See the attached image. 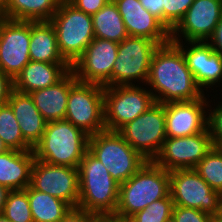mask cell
<instances>
[{
  "label": "cell",
  "mask_w": 222,
  "mask_h": 222,
  "mask_svg": "<svg viewBox=\"0 0 222 222\" xmlns=\"http://www.w3.org/2000/svg\"><path fill=\"white\" fill-rule=\"evenodd\" d=\"M206 95L192 101L165 103L166 137L191 136L208 130V103L214 101Z\"/></svg>",
  "instance_id": "cell-18"
},
{
  "label": "cell",
  "mask_w": 222,
  "mask_h": 222,
  "mask_svg": "<svg viewBox=\"0 0 222 222\" xmlns=\"http://www.w3.org/2000/svg\"><path fill=\"white\" fill-rule=\"evenodd\" d=\"M147 161H153L166 139L165 104L155 103L117 131Z\"/></svg>",
  "instance_id": "cell-10"
},
{
  "label": "cell",
  "mask_w": 222,
  "mask_h": 222,
  "mask_svg": "<svg viewBox=\"0 0 222 222\" xmlns=\"http://www.w3.org/2000/svg\"><path fill=\"white\" fill-rule=\"evenodd\" d=\"M88 140L89 135L69 121L47 122L41 140L33 148L35 159L78 168L88 151Z\"/></svg>",
  "instance_id": "cell-4"
},
{
  "label": "cell",
  "mask_w": 222,
  "mask_h": 222,
  "mask_svg": "<svg viewBox=\"0 0 222 222\" xmlns=\"http://www.w3.org/2000/svg\"><path fill=\"white\" fill-rule=\"evenodd\" d=\"M8 104L18 121L24 140L34 148L44 134L47 121L40 114L29 93L13 89Z\"/></svg>",
  "instance_id": "cell-21"
},
{
  "label": "cell",
  "mask_w": 222,
  "mask_h": 222,
  "mask_svg": "<svg viewBox=\"0 0 222 222\" xmlns=\"http://www.w3.org/2000/svg\"><path fill=\"white\" fill-rule=\"evenodd\" d=\"M145 87L136 84L104 87L106 130L118 131L156 103L149 87Z\"/></svg>",
  "instance_id": "cell-7"
},
{
  "label": "cell",
  "mask_w": 222,
  "mask_h": 222,
  "mask_svg": "<svg viewBox=\"0 0 222 222\" xmlns=\"http://www.w3.org/2000/svg\"><path fill=\"white\" fill-rule=\"evenodd\" d=\"M213 148L209 131L191 136L166 137L163 146L153 160L163 169H195L201 159Z\"/></svg>",
  "instance_id": "cell-13"
},
{
  "label": "cell",
  "mask_w": 222,
  "mask_h": 222,
  "mask_svg": "<svg viewBox=\"0 0 222 222\" xmlns=\"http://www.w3.org/2000/svg\"><path fill=\"white\" fill-rule=\"evenodd\" d=\"M172 216L176 222H211L212 215L199 209L174 205Z\"/></svg>",
  "instance_id": "cell-34"
},
{
  "label": "cell",
  "mask_w": 222,
  "mask_h": 222,
  "mask_svg": "<svg viewBox=\"0 0 222 222\" xmlns=\"http://www.w3.org/2000/svg\"><path fill=\"white\" fill-rule=\"evenodd\" d=\"M170 195L174 205L199 209L214 216L220 193L213 190L195 169L169 172Z\"/></svg>",
  "instance_id": "cell-11"
},
{
  "label": "cell",
  "mask_w": 222,
  "mask_h": 222,
  "mask_svg": "<svg viewBox=\"0 0 222 222\" xmlns=\"http://www.w3.org/2000/svg\"><path fill=\"white\" fill-rule=\"evenodd\" d=\"M9 150L10 149L8 148V146L4 143V141L0 137V154H3V153H5V152H7Z\"/></svg>",
  "instance_id": "cell-43"
},
{
  "label": "cell",
  "mask_w": 222,
  "mask_h": 222,
  "mask_svg": "<svg viewBox=\"0 0 222 222\" xmlns=\"http://www.w3.org/2000/svg\"><path fill=\"white\" fill-rule=\"evenodd\" d=\"M2 214L11 222H33L27 191L10 190Z\"/></svg>",
  "instance_id": "cell-30"
},
{
  "label": "cell",
  "mask_w": 222,
  "mask_h": 222,
  "mask_svg": "<svg viewBox=\"0 0 222 222\" xmlns=\"http://www.w3.org/2000/svg\"><path fill=\"white\" fill-rule=\"evenodd\" d=\"M5 19L4 10H3V0H0V21Z\"/></svg>",
  "instance_id": "cell-44"
},
{
  "label": "cell",
  "mask_w": 222,
  "mask_h": 222,
  "mask_svg": "<svg viewBox=\"0 0 222 222\" xmlns=\"http://www.w3.org/2000/svg\"><path fill=\"white\" fill-rule=\"evenodd\" d=\"M70 70L60 81L50 87L30 92V96L47 122L65 120L70 88L77 82Z\"/></svg>",
  "instance_id": "cell-20"
},
{
  "label": "cell",
  "mask_w": 222,
  "mask_h": 222,
  "mask_svg": "<svg viewBox=\"0 0 222 222\" xmlns=\"http://www.w3.org/2000/svg\"><path fill=\"white\" fill-rule=\"evenodd\" d=\"M166 222H176L175 219L173 218V216H171L170 218H168V220Z\"/></svg>",
  "instance_id": "cell-48"
},
{
  "label": "cell",
  "mask_w": 222,
  "mask_h": 222,
  "mask_svg": "<svg viewBox=\"0 0 222 222\" xmlns=\"http://www.w3.org/2000/svg\"><path fill=\"white\" fill-rule=\"evenodd\" d=\"M195 170L213 190L222 194V155L215 146L201 159Z\"/></svg>",
  "instance_id": "cell-29"
},
{
  "label": "cell",
  "mask_w": 222,
  "mask_h": 222,
  "mask_svg": "<svg viewBox=\"0 0 222 222\" xmlns=\"http://www.w3.org/2000/svg\"><path fill=\"white\" fill-rule=\"evenodd\" d=\"M169 187V171L154 161H146L132 177L119 185L118 204L112 218L125 222L152 202L165 198L170 193Z\"/></svg>",
  "instance_id": "cell-2"
},
{
  "label": "cell",
  "mask_w": 222,
  "mask_h": 222,
  "mask_svg": "<svg viewBox=\"0 0 222 222\" xmlns=\"http://www.w3.org/2000/svg\"><path fill=\"white\" fill-rule=\"evenodd\" d=\"M0 222H11V221L7 219L2 213H0Z\"/></svg>",
  "instance_id": "cell-46"
},
{
  "label": "cell",
  "mask_w": 222,
  "mask_h": 222,
  "mask_svg": "<svg viewBox=\"0 0 222 222\" xmlns=\"http://www.w3.org/2000/svg\"><path fill=\"white\" fill-rule=\"evenodd\" d=\"M222 17V0H194L171 30V41L207 42Z\"/></svg>",
  "instance_id": "cell-16"
},
{
  "label": "cell",
  "mask_w": 222,
  "mask_h": 222,
  "mask_svg": "<svg viewBox=\"0 0 222 222\" xmlns=\"http://www.w3.org/2000/svg\"><path fill=\"white\" fill-rule=\"evenodd\" d=\"M217 99L218 98H216L217 104L215 103L214 107L211 103H208L207 129L212 138L213 146L218 142H222V101L220 102Z\"/></svg>",
  "instance_id": "cell-33"
},
{
  "label": "cell",
  "mask_w": 222,
  "mask_h": 222,
  "mask_svg": "<svg viewBox=\"0 0 222 222\" xmlns=\"http://www.w3.org/2000/svg\"><path fill=\"white\" fill-rule=\"evenodd\" d=\"M194 0H162L163 23L171 31L183 18Z\"/></svg>",
  "instance_id": "cell-32"
},
{
  "label": "cell",
  "mask_w": 222,
  "mask_h": 222,
  "mask_svg": "<svg viewBox=\"0 0 222 222\" xmlns=\"http://www.w3.org/2000/svg\"><path fill=\"white\" fill-rule=\"evenodd\" d=\"M214 217L222 221V194H220L218 199L217 212Z\"/></svg>",
  "instance_id": "cell-41"
},
{
  "label": "cell",
  "mask_w": 222,
  "mask_h": 222,
  "mask_svg": "<svg viewBox=\"0 0 222 222\" xmlns=\"http://www.w3.org/2000/svg\"><path fill=\"white\" fill-rule=\"evenodd\" d=\"M9 192L10 190L7 187L0 185V213L3 211Z\"/></svg>",
  "instance_id": "cell-40"
},
{
  "label": "cell",
  "mask_w": 222,
  "mask_h": 222,
  "mask_svg": "<svg viewBox=\"0 0 222 222\" xmlns=\"http://www.w3.org/2000/svg\"><path fill=\"white\" fill-rule=\"evenodd\" d=\"M29 198V206L33 222H60L72 208L63 200L33 189L25 188Z\"/></svg>",
  "instance_id": "cell-26"
},
{
  "label": "cell",
  "mask_w": 222,
  "mask_h": 222,
  "mask_svg": "<svg viewBox=\"0 0 222 222\" xmlns=\"http://www.w3.org/2000/svg\"><path fill=\"white\" fill-rule=\"evenodd\" d=\"M13 90V80L0 69V105L8 103Z\"/></svg>",
  "instance_id": "cell-37"
},
{
  "label": "cell",
  "mask_w": 222,
  "mask_h": 222,
  "mask_svg": "<svg viewBox=\"0 0 222 222\" xmlns=\"http://www.w3.org/2000/svg\"><path fill=\"white\" fill-rule=\"evenodd\" d=\"M97 216L78 207L71 208L60 222H93Z\"/></svg>",
  "instance_id": "cell-36"
},
{
  "label": "cell",
  "mask_w": 222,
  "mask_h": 222,
  "mask_svg": "<svg viewBox=\"0 0 222 222\" xmlns=\"http://www.w3.org/2000/svg\"><path fill=\"white\" fill-rule=\"evenodd\" d=\"M211 222H222V221L213 216Z\"/></svg>",
  "instance_id": "cell-47"
},
{
  "label": "cell",
  "mask_w": 222,
  "mask_h": 222,
  "mask_svg": "<svg viewBox=\"0 0 222 222\" xmlns=\"http://www.w3.org/2000/svg\"><path fill=\"white\" fill-rule=\"evenodd\" d=\"M122 16L129 36L145 37L159 46L171 41V31L156 16L147 11L139 0H113Z\"/></svg>",
  "instance_id": "cell-19"
},
{
  "label": "cell",
  "mask_w": 222,
  "mask_h": 222,
  "mask_svg": "<svg viewBox=\"0 0 222 222\" xmlns=\"http://www.w3.org/2000/svg\"><path fill=\"white\" fill-rule=\"evenodd\" d=\"M173 199L170 193L160 200L152 202L144 210L136 212L125 222H166L172 216Z\"/></svg>",
  "instance_id": "cell-31"
},
{
  "label": "cell",
  "mask_w": 222,
  "mask_h": 222,
  "mask_svg": "<svg viewBox=\"0 0 222 222\" xmlns=\"http://www.w3.org/2000/svg\"><path fill=\"white\" fill-rule=\"evenodd\" d=\"M78 208L97 217H113L118 204L119 183L89 151L79 163Z\"/></svg>",
  "instance_id": "cell-3"
},
{
  "label": "cell",
  "mask_w": 222,
  "mask_h": 222,
  "mask_svg": "<svg viewBox=\"0 0 222 222\" xmlns=\"http://www.w3.org/2000/svg\"><path fill=\"white\" fill-rule=\"evenodd\" d=\"M88 151L119 184L132 177L147 161L117 131L104 130L89 136Z\"/></svg>",
  "instance_id": "cell-6"
},
{
  "label": "cell",
  "mask_w": 222,
  "mask_h": 222,
  "mask_svg": "<svg viewBox=\"0 0 222 222\" xmlns=\"http://www.w3.org/2000/svg\"><path fill=\"white\" fill-rule=\"evenodd\" d=\"M68 63H46L30 61L13 80V89L30 93L46 87L53 86L69 71Z\"/></svg>",
  "instance_id": "cell-22"
},
{
  "label": "cell",
  "mask_w": 222,
  "mask_h": 222,
  "mask_svg": "<svg viewBox=\"0 0 222 222\" xmlns=\"http://www.w3.org/2000/svg\"><path fill=\"white\" fill-rule=\"evenodd\" d=\"M216 149L221 153L222 155V142H218L216 145H215Z\"/></svg>",
  "instance_id": "cell-45"
},
{
  "label": "cell",
  "mask_w": 222,
  "mask_h": 222,
  "mask_svg": "<svg viewBox=\"0 0 222 222\" xmlns=\"http://www.w3.org/2000/svg\"><path fill=\"white\" fill-rule=\"evenodd\" d=\"M30 186L42 193L59 198L72 208L79 202L78 168L52 165L35 159L32 166Z\"/></svg>",
  "instance_id": "cell-12"
},
{
  "label": "cell",
  "mask_w": 222,
  "mask_h": 222,
  "mask_svg": "<svg viewBox=\"0 0 222 222\" xmlns=\"http://www.w3.org/2000/svg\"><path fill=\"white\" fill-rule=\"evenodd\" d=\"M62 0H3L6 19L50 21Z\"/></svg>",
  "instance_id": "cell-25"
},
{
  "label": "cell",
  "mask_w": 222,
  "mask_h": 222,
  "mask_svg": "<svg viewBox=\"0 0 222 222\" xmlns=\"http://www.w3.org/2000/svg\"><path fill=\"white\" fill-rule=\"evenodd\" d=\"M118 44L115 41L94 38L71 70L80 82L112 86V69L117 58Z\"/></svg>",
  "instance_id": "cell-14"
},
{
  "label": "cell",
  "mask_w": 222,
  "mask_h": 222,
  "mask_svg": "<svg viewBox=\"0 0 222 222\" xmlns=\"http://www.w3.org/2000/svg\"><path fill=\"white\" fill-rule=\"evenodd\" d=\"M171 42L182 51L186 64L203 93H205L204 90L207 92L208 88L212 89L214 86L217 89L222 83V56L216 53L208 42Z\"/></svg>",
  "instance_id": "cell-17"
},
{
  "label": "cell",
  "mask_w": 222,
  "mask_h": 222,
  "mask_svg": "<svg viewBox=\"0 0 222 222\" xmlns=\"http://www.w3.org/2000/svg\"><path fill=\"white\" fill-rule=\"evenodd\" d=\"M30 21H0V69L12 80L31 61Z\"/></svg>",
  "instance_id": "cell-15"
},
{
  "label": "cell",
  "mask_w": 222,
  "mask_h": 222,
  "mask_svg": "<svg viewBox=\"0 0 222 222\" xmlns=\"http://www.w3.org/2000/svg\"><path fill=\"white\" fill-rule=\"evenodd\" d=\"M216 53L222 56V17L211 38L207 41Z\"/></svg>",
  "instance_id": "cell-39"
},
{
  "label": "cell",
  "mask_w": 222,
  "mask_h": 222,
  "mask_svg": "<svg viewBox=\"0 0 222 222\" xmlns=\"http://www.w3.org/2000/svg\"><path fill=\"white\" fill-rule=\"evenodd\" d=\"M92 21L95 38L120 43L129 36L122 16L113 0H110L97 13L93 14Z\"/></svg>",
  "instance_id": "cell-27"
},
{
  "label": "cell",
  "mask_w": 222,
  "mask_h": 222,
  "mask_svg": "<svg viewBox=\"0 0 222 222\" xmlns=\"http://www.w3.org/2000/svg\"><path fill=\"white\" fill-rule=\"evenodd\" d=\"M145 86L157 103L192 101L205 93L195 82L182 51L173 43L160 45L153 53Z\"/></svg>",
  "instance_id": "cell-1"
},
{
  "label": "cell",
  "mask_w": 222,
  "mask_h": 222,
  "mask_svg": "<svg viewBox=\"0 0 222 222\" xmlns=\"http://www.w3.org/2000/svg\"><path fill=\"white\" fill-rule=\"evenodd\" d=\"M65 120L89 136L106 130L104 86L77 81L70 88Z\"/></svg>",
  "instance_id": "cell-9"
},
{
  "label": "cell",
  "mask_w": 222,
  "mask_h": 222,
  "mask_svg": "<svg viewBox=\"0 0 222 222\" xmlns=\"http://www.w3.org/2000/svg\"><path fill=\"white\" fill-rule=\"evenodd\" d=\"M142 6L163 22L162 0H139Z\"/></svg>",
  "instance_id": "cell-38"
},
{
  "label": "cell",
  "mask_w": 222,
  "mask_h": 222,
  "mask_svg": "<svg viewBox=\"0 0 222 222\" xmlns=\"http://www.w3.org/2000/svg\"><path fill=\"white\" fill-rule=\"evenodd\" d=\"M109 1L110 0H68L76 9L89 15L97 13Z\"/></svg>",
  "instance_id": "cell-35"
},
{
  "label": "cell",
  "mask_w": 222,
  "mask_h": 222,
  "mask_svg": "<svg viewBox=\"0 0 222 222\" xmlns=\"http://www.w3.org/2000/svg\"><path fill=\"white\" fill-rule=\"evenodd\" d=\"M50 22L56 31L59 53L72 67L95 38L92 15L61 1Z\"/></svg>",
  "instance_id": "cell-5"
},
{
  "label": "cell",
  "mask_w": 222,
  "mask_h": 222,
  "mask_svg": "<svg viewBox=\"0 0 222 222\" xmlns=\"http://www.w3.org/2000/svg\"><path fill=\"white\" fill-rule=\"evenodd\" d=\"M0 137L9 149L18 151L33 150L24 140L18 121L8 103L0 105Z\"/></svg>",
  "instance_id": "cell-28"
},
{
  "label": "cell",
  "mask_w": 222,
  "mask_h": 222,
  "mask_svg": "<svg viewBox=\"0 0 222 222\" xmlns=\"http://www.w3.org/2000/svg\"><path fill=\"white\" fill-rule=\"evenodd\" d=\"M29 56L32 61L67 63L59 53L56 31L50 21H30Z\"/></svg>",
  "instance_id": "cell-24"
},
{
  "label": "cell",
  "mask_w": 222,
  "mask_h": 222,
  "mask_svg": "<svg viewBox=\"0 0 222 222\" xmlns=\"http://www.w3.org/2000/svg\"><path fill=\"white\" fill-rule=\"evenodd\" d=\"M93 222H116L112 217H97Z\"/></svg>",
  "instance_id": "cell-42"
},
{
  "label": "cell",
  "mask_w": 222,
  "mask_h": 222,
  "mask_svg": "<svg viewBox=\"0 0 222 222\" xmlns=\"http://www.w3.org/2000/svg\"><path fill=\"white\" fill-rule=\"evenodd\" d=\"M159 45L145 37L128 36L118 44L117 58L112 69V86H145L151 58ZM139 82V83H138Z\"/></svg>",
  "instance_id": "cell-8"
},
{
  "label": "cell",
  "mask_w": 222,
  "mask_h": 222,
  "mask_svg": "<svg viewBox=\"0 0 222 222\" xmlns=\"http://www.w3.org/2000/svg\"><path fill=\"white\" fill-rule=\"evenodd\" d=\"M35 161L33 150L10 149L0 154V185L9 190H21L30 185L32 166Z\"/></svg>",
  "instance_id": "cell-23"
}]
</instances>
